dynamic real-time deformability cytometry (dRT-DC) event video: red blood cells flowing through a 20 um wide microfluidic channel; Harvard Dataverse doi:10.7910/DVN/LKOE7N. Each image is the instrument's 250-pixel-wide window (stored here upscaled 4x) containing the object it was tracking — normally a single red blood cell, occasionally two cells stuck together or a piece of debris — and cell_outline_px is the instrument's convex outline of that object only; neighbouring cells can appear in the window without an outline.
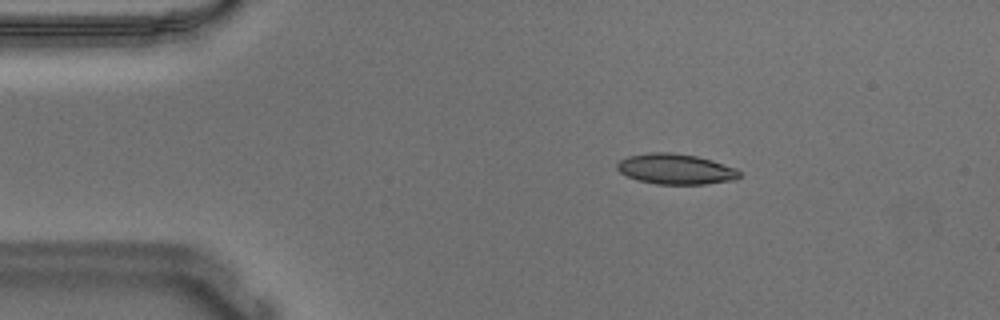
{"species": "Egyptian fruit bat (a non-hibernating species)", "species_latin": "Rousettus aegyptiacus", "temperature_condition": "warm", "stored_images_in_passage": 53, "camera_frame_rate_fps": 3000, "um_per_image_px": 0.085, "animal": {"sex": "male"}, "frame": {"image": 1, "passage_image": 8, "time_ms": 2.333, "image_size_px": [1000, 320], "cell_outline_px": [[740, 176], [736, 180], [704, 184], [656, 184], [636, 180], [620, 172], [616, 168], [616, 164], [620, 160], [628, 156], [648, 152], [672, 152], [696, 156], [712, 160], [736, 168], [740, 172]], "centroid_in_image_um": [57.42, 14.37], "position_along_channel_um": 27.6, "area_um2": 21.85}}
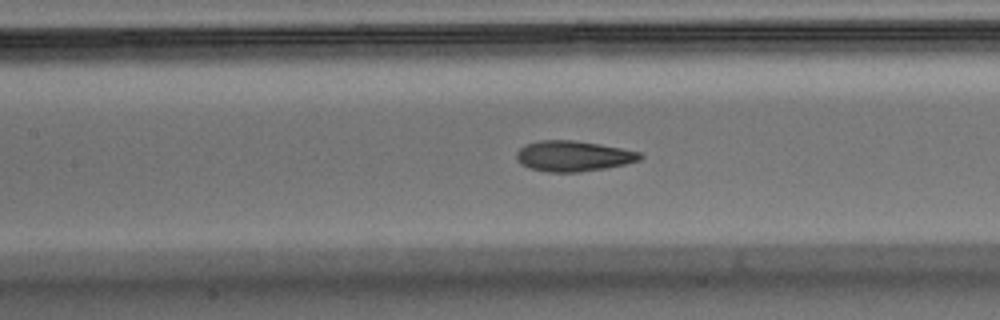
{"frame": {"image": 2, "passage_image": 23, "time_ms": 7.333, "image_size_px": [1000, 320], "cell_outline_px": [[644, 156], [640, 160], [624, 164], [604, 168], [580, 172], [548, 172], [532, 168], [520, 164], [516, 160], [516, 152], [524, 144], [540, 140], [572, 140], [600, 144], [640, 152]], "centroid_in_image_um": [48.7, 13.26], "position_along_channel_um": 158.7, "area_um2": 21.96}}
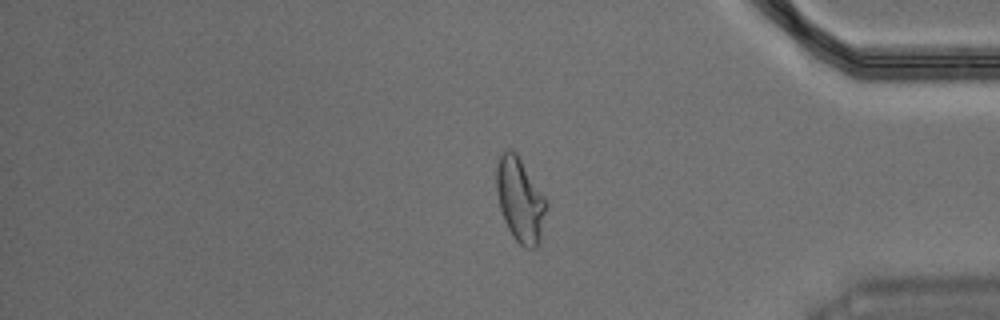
{"frame": {"image": 3, "passage_image": 44, "time_ms": 14.333, "image_size_px": [1000, 320], "cell_outline_px": [[548, 204], [540, 240], [536, 248], [528, 248], [520, 244], [512, 236], [504, 220], [500, 208], [496, 192], [496, 164], [500, 156], [508, 148], [512, 148], [516, 152], [544, 196]], "centroid_in_image_um": [44.2, 16.99], "position_along_channel_um": 391.0, "area_um2": 24.45}, "authors_computed_cell_mechanics": {"area_um2": 21.964, "velocity_mm_per_s": 3.6741, "shape_relaxation_time_tau1_ms": 9.2468, "shape_relaxation_time_tau2_ms": 1.7918, "deformation_change_tau1": 0.2557, "deformation_change_tau2": 0.0863}}